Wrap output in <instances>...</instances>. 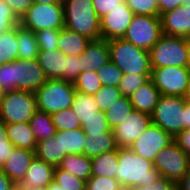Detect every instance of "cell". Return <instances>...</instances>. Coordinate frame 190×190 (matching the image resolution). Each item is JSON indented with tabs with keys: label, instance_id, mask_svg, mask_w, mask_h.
Wrapping results in <instances>:
<instances>
[{
	"label": "cell",
	"instance_id": "obj_1",
	"mask_svg": "<svg viewBox=\"0 0 190 190\" xmlns=\"http://www.w3.org/2000/svg\"><path fill=\"white\" fill-rule=\"evenodd\" d=\"M118 162L115 179L124 190L149 186L161 178L152 161L135 154L130 148H118Z\"/></svg>",
	"mask_w": 190,
	"mask_h": 190
},
{
	"label": "cell",
	"instance_id": "obj_2",
	"mask_svg": "<svg viewBox=\"0 0 190 190\" xmlns=\"http://www.w3.org/2000/svg\"><path fill=\"white\" fill-rule=\"evenodd\" d=\"M64 27L90 40L101 38L100 18L92 0H63Z\"/></svg>",
	"mask_w": 190,
	"mask_h": 190
},
{
	"label": "cell",
	"instance_id": "obj_3",
	"mask_svg": "<svg viewBox=\"0 0 190 190\" xmlns=\"http://www.w3.org/2000/svg\"><path fill=\"white\" fill-rule=\"evenodd\" d=\"M107 42L110 60L124 74L151 75L152 67L149 51L136 47L122 38Z\"/></svg>",
	"mask_w": 190,
	"mask_h": 190
},
{
	"label": "cell",
	"instance_id": "obj_4",
	"mask_svg": "<svg viewBox=\"0 0 190 190\" xmlns=\"http://www.w3.org/2000/svg\"><path fill=\"white\" fill-rule=\"evenodd\" d=\"M76 89L73 83L62 79H47L35 91L37 108L50 115L72 107Z\"/></svg>",
	"mask_w": 190,
	"mask_h": 190
},
{
	"label": "cell",
	"instance_id": "obj_5",
	"mask_svg": "<svg viewBox=\"0 0 190 190\" xmlns=\"http://www.w3.org/2000/svg\"><path fill=\"white\" fill-rule=\"evenodd\" d=\"M37 111L35 92L16 90L1 96L0 120L5 124L29 122Z\"/></svg>",
	"mask_w": 190,
	"mask_h": 190
},
{
	"label": "cell",
	"instance_id": "obj_6",
	"mask_svg": "<svg viewBox=\"0 0 190 190\" xmlns=\"http://www.w3.org/2000/svg\"><path fill=\"white\" fill-rule=\"evenodd\" d=\"M189 38L162 35L149 50L151 67H186Z\"/></svg>",
	"mask_w": 190,
	"mask_h": 190
},
{
	"label": "cell",
	"instance_id": "obj_7",
	"mask_svg": "<svg viewBox=\"0 0 190 190\" xmlns=\"http://www.w3.org/2000/svg\"><path fill=\"white\" fill-rule=\"evenodd\" d=\"M185 103L181 96L161 95L151 114V122L174 138L185 129Z\"/></svg>",
	"mask_w": 190,
	"mask_h": 190
},
{
	"label": "cell",
	"instance_id": "obj_8",
	"mask_svg": "<svg viewBox=\"0 0 190 190\" xmlns=\"http://www.w3.org/2000/svg\"><path fill=\"white\" fill-rule=\"evenodd\" d=\"M19 24L34 33L44 29H62L65 24L63 4L60 1L49 5L33 3Z\"/></svg>",
	"mask_w": 190,
	"mask_h": 190
},
{
	"label": "cell",
	"instance_id": "obj_9",
	"mask_svg": "<svg viewBox=\"0 0 190 190\" xmlns=\"http://www.w3.org/2000/svg\"><path fill=\"white\" fill-rule=\"evenodd\" d=\"M162 35L161 17L134 15L122 39L149 51Z\"/></svg>",
	"mask_w": 190,
	"mask_h": 190
},
{
	"label": "cell",
	"instance_id": "obj_10",
	"mask_svg": "<svg viewBox=\"0 0 190 190\" xmlns=\"http://www.w3.org/2000/svg\"><path fill=\"white\" fill-rule=\"evenodd\" d=\"M153 165L161 177L178 183L189 168L190 156L173 141L158 152Z\"/></svg>",
	"mask_w": 190,
	"mask_h": 190
},
{
	"label": "cell",
	"instance_id": "obj_11",
	"mask_svg": "<svg viewBox=\"0 0 190 190\" xmlns=\"http://www.w3.org/2000/svg\"><path fill=\"white\" fill-rule=\"evenodd\" d=\"M190 72L186 67L152 68L150 79L161 95L183 97Z\"/></svg>",
	"mask_w": 190,
	"mask_h": 190
},
{
	"label": "cell",
	"instance_id": "obj_12",
	"mask_svg": "<svg viewBox=\"0 0 190 190\" xmlns=\"http://www.w3.org/2000/svg\"><path fill=\"white\" fill-rule=\"evenodd\" d=\"M173 141V137L170 134L151 123L135 140L130 149L135 154L153 162L158 152Z\"/></svg>",
	"mask_w": 190,
	"mask_h": 190
},
{
	"label": "cell",
	"instance_id": "obj_13",
	"mask_svg": "<svg viewBox=\"0 0 190 190\" xmlns=\"http://www.w3.org/2000/svg\"><path fill=\"white\" fill-rule=\"evenodd\" d=\"M151 123V115L133 109L128 117L113 129L117 146L130 148Z\"/></svg>",
	"mask_w": 190,
	"mask_h": 190
},
{
	"label": "cell",
	"instance_id": "obj_14",
	"mask_svg": "<svg viewBox=\"0 0 190 190\" xmlns=\"http://www.w3.org/2000/svg\"><path fill=\"white\" fill-rule=\"evenodd\" d=\"M46 81L47 77L37 58L15 60V87L17 90L35 92Z\"/></svg>",
	"mask_w": 190,
	"mask_h": 190
},
{
	"label": "cell",
	"instance_id": "obj_15",
	"mask_svg": "<svg viewBox=\"0 0 190 190\" xmlns=\"http://www.w3.org/2000/svg\"><path fill=\"white\" fill-rule=\"evenodd\" d=\"M133 16V11L124 2L100 18L101 38L106 41L123 38Z\"/></svg>",
	"mask_w": 190,
	"mask_h": 190
},
{
	"label": "cell",
	"instance_id": "obj_16",
	"mask_svg": "<svg viewBox=\"0 0 190 190\" xmlns=\"http://www.w3.org/2000/svg\"><path fill=\"white\" fill-rule=\"evenodd\" d=\"M160 17L164 35L190 39V5H181Z\"/></svg>",
	"mask_w": 190,
	"mask_h": 190
},
{
	"label": "cell",
	"instance_id": "obj_17",
	"mask_svg": "<svg viewBox=\"0 0 190 190\" xmlns=\"http://www.w3.org/2000/svg\"><path fill=\"white\" fill-rule=\"evenodd\" d=\"M34 157L35 151L15 147L0 170L13 182L21 183Z\"/></svg>",
	"mask_w": 190,
	"mask_h": 190
},
{
	"label": "cell",
	"instance_id": "obj_18",
	"mask_svg": "<svg viewBox=\"0 0 190 190\" xmlns=\"http://www.w3.org/2000/svg\"><path fill=\"white\" fill-rule=\"evenodd\" d=\"M81 60V72L89 70L97 71L110 61L108 42L103 39L91 40L83 54L79 56Z\"/></svg>",
	"mask_w": 190,
	"mask_h": 190
},
{
	"label": "cell",
	"instance_id": "obj_19",
	"mask_svg": "<svg viewBox=\"0 0 190 190\" xmlns=\"http://www.w3.org/2000/svg\"><path fill=\"white\" fill-rule=\"evenodd\" d=\"M54 170V166L45 163L35 156L21 183L26 189L48 186L53 181Z\"/></svg>",
	"mask_w": 190,
	"mask_h": 190
},
{
	"label": "cell",
	"instance_id": "obj_20",
	"mask_svg": "<svg viewBox=\"0 0 190 190\" xmlns=\"http://www.w3.org/2000/svg\"><path fill=\"white\" fill-rule=\"evenodd\" d=\"M114 132L110 129L104 134H86L84 138L83 154L95 157L104 153L118 150Z\"/></svg>",
	"mask_w": 190,
	"mask_h": 190
},
{
	"label": "cell",
	"instance_id": "obj_21",
	"mask_svg": "<svg viewBox=\"0 0 190 190\" xmlns=\"http://www.w3.org/2000/svg\"><path fill=\"white\" fill-rule=\"evenodd\" d=\"M161 94L149 79L130 96L131 105L137 111L152 114Z\"/></svg>",
	"mask_w": 190,
	"mask_h": 190
},
{
	"label": "cell",
	"instance_id": "obj_22",
	"mask_svg": "<svg viewBox=\"0 0 190 190\" xmlns=\"http://www.w3.org/2000/svg\"><path fill=\"white\" fill-rule=\"evenodd\" d=\"M66 55L58 49L39 50L37 60L47 79H62Z\"/></svg>",
	"mask_w": 190,
	"mask_h": 190
},
{
	"label": "cell",
	"instance_id": "obj_23",
	"mask_svg": "<svg viewBox=\"0 0 190 190\" xmlns=\"http://www.w3.org/2000/svg\"><path fill=\"white\" fill-rule=\"evenodd\" d=\"M91 40L63 27L60 30L57 49L66 56H80Z\"/></svg>",
	"mask_w": 190,
	"mask_h": 190
},
{
	"label": "cell",
	"instance_id": "obj_24",
	"mask_svg": "<svg viewBox=\"0 0 190 190\" xmlns=\"http://www.w3.org/2000/svg\"><path fill=\"white\" fill-rule=\"evenodd\" d=\"M7 137L16 148L35 151L37 142L29 122L5 124Z\"/></svg>",
	"mask_w": 190,
	"mask_h": 190
},
{
	"label": "cell",
	"instance_id": "obj_25",
	"mask_svg": "<svg viewBox=\"0 0 190 190\" xmlns=\"http://www.w3.org/2000/svg\"><path fill=\"white\" fill-rule=\"evenodd\" d=\"M58 167L84 181L92 176L91 158L84 154H67Z\"/></svg>",
	"mask_w": 190,
	"mask_h": 190
},
{
	"label": "cell",
	"instance_id": "obj_26",
	"mask_svg": "<svg viewBox=\"0 0 190 190\" xmlns=\"http://www.w3.org/2000/svg\"><path fill=\"white\" fill-rule=\"evenodd\" d=\"M66 155L62 154L60 137L53 136L36 145L35 156L54 167H58Z\"/></svg>",
	"mask_w": 190,
	"mask_h": 190
},
{
	"label": "cell",
	"instance_id": "obj_27",
	"mask_svg": "<svg viewBox=\"0 0 190 190\" xmlns=\"http://www.w3.org/2000/svg\"><path fill=\"white\" fill-rule=\"evenodd\" d=\"M92 176L115 178L118 162V150H113L91 158Z\"/></svg>",
	"mask_w": 190,
	"mask_h": 190
},
{
	"label": "cell",
	"instance_id": "obj_28",
	"mask_svg": "<svg viewBox=\"0 0 190 190\" xmlns=\"http://www.w3.org/2000/svg\"><path fill=\"white\" fill-rule=\"evenodd\" d=\"M17 42L19 44L18 59H35L39 47L35 33L20 24L17 25Z\"/></svg>",
	"mask_w": 190,
	"mask_h": 190
},
{
	"label": "cell",
	"instance_id": "obj_29",
	"mask_svg": "<svg viewBox=\"0 0 190 190\" xmlns=\"http://www.w3.org/2000/svg\"><path fill=\"white\" fill-rule=\"evenodd\" d=\"M29 124L37 143L48 140L56 134V128L51 121V116L46 112L38 110L29 120Z\"/></svg>",
	"mask_w": 190,
	"mask_h": 190
},
{
	"label": "cell",
	"instance_id": "obj_30",
	"mask_svg": "<svg viewBox=\"0 0 190 190\" xmlns=\"http://www.w3.org/2000/svg\"><path fill=\"white\" fill-rule=\"evenodd\" d=\"M56 137H60L62 154H83L84 138L86 134L80 129L56 131Z\"/></svg>",
	"mask_w": 190,
	"mask_h": 190
},
{
	"label": "cell",
	"instance_id": "obj_31",
	"mask_svg": "<svg viewBox=\"0 0 190 190\" xmlns=\"http://www.w3.org/2000/svg\"><path fill=\"white\" fill-rule=\"evenodd\" d=\"M17 26L0 34V65L18 59Z\"/></svg>",
	"mask_w": 190,
	"mask_h": 190
},
{
	"label": "cell",
	"instance_id": "obj_32",
	"mask_svg": "<svg viewBox=\"0 0 190 190\" xmlns=\"http://www.w3.org/2000/svg\"><path fill=\"white\" fill-rule=\"evenodd\" d=\"M72 110L76 114L79 122L92 116H99V106L97 105L94 96L75 92L74 100L72 103Z\"/></svg>",
	"mask_w": 190,
	"mask_h": 190
},
{
	"label": "cell",
	"instance_id": "obj_33",
	"mask_svg": "<svg viewBox=\"0 0 190 190\" xmlns=\"http://www.w3.org/2000/svg\"><path fill=\"white\" fill-rule=\"evenodd\" d=\"M133 109L130 98L122 96L105 112L109 127L113 130L128 117Z\"/></svg>",
	"mask_w": 190,
	"mask_h": 190
},
{
	"label": "cell",
	"instance_id": "obj_34",
	"mask_svg": "<svg viewBox=\"0 0 190 190\" xmlns=\"http://www.w3.org/2000/svg\"><path fill=\"white\" fill-rule=\"evenodd\" d=\"M76 91L94 95L103 85L96 71L81 72L73 82Z\"/></svg>",
	"mask_w": 190,
	"mask_h": 190
},
{
	"label": "cell",
	"instance_id": "obj_35",
	"mask_svg": "<svg viewBox=\"0 0 190 190\" xmlns=\"http://www.w3.org/2000/svg\"><path fill=\"white\" fill-rule=\"evenodd\" d=\"M51 116V121L54 124L56 131L61 130H75L81 128V123L73 112L72 108H67L56 112Z\"/></svg>",
	"mask_w": 190,
	"mask_h": 190
},
{
	"label": "cell",
	"instance_id": "obj_36",
	"mask_svg": "<svg viewBox=\"0 0 190 190\" xmlns=\"http://www.w3.org/2000/svg\"><path fill=\"white\" fill-rule=\"evenodd\" d=\"M101 112H106L123 95L117 86H102L94 95Z\"/></svg>",
	"mask_w": 190,
	"mask_h": 190
},
{
	"label": "cell",
	"instance_id": "obj_37",
	"mask_svg": "<svg viewBox=\"0 0 190 190\" xmlns=\"http://www.w3.org/2000/svg\"><path fill=\"white\" fill-rule=\"evenodd\" d=\"M103 86L119 85L124 73L111 60L108 61L102 68L96 71Z\"/></svg>",
	"mask_w": 190,
	"mask_h": 190
},
{
	"label": "cell",
	"instance_id": "obj_38",
	"mask_svg": "<svg viewBox=\"0 0 190 190\" xmlns=\"http://www.w3.org/2000/svg\"><path fill=\"white\" fill-rule=\"evenodd\" d=\"M53 181L68 190H86V181L59 167H55Z\"/></svg>",
	"mask_w": 190,
	"mask_h": 190
},
{
	"label": "cell",
	"instance_id": "obj_39",
	"mask_svg": "<svg viewBox=\"0 0 190 190\" xmlns=\"http://www.w3.org/2000/svg\"><path fill=\"white\" fill-rule=\"evenodd\" d=\"M81 128L85 134H104L111 129L108 125L105 112L101 111H99V116H92L82 120Z\"/></svg>",
	"mask_w": 190,
	"mask_h": 190
},
{
	"label": "cell",
	"instance_id": "obj_40",
	"mask_svg": "<svg viewBox=\"0 0 190 190\" xmlns=\"http://www.w3.org/2000/svg\"><path fill=\"white\" fill-rule=\"evenodd\" d=\"M125 3L134 15L159 17L158 0H125Z\"/></svg>",
	"mask_w": 190,
	"mask_h": 190
},
{
	"label": "cell",
	"instance_id": "obj_41",
	"mask_svg": "<svg viewBox=\"0 0 190 190\" xmlns=\"http://www.w3.org/2000/svg\"><path fill=\"white\" fill-rule=\"evenodd\" d=\"M150 76L151 75L124 74L118 88L123 96L130 98L134 91L150 79Z\"/></svg>",
	"mask_w": 190,
	"mask_h": 190
},
{
	"label": "cell",
	"instance_id": "obj_42",
	"mask_svg": "<svg viewBox=\"0 0 190 190\" xmlns=\"http://www.w3.org/2000/svg\"><path fill=\"white\" fill-rule=\"evenodd\" d=\"M15 87V61L0 65V91L1 93L16 91Z\"/></svg>",
	"mask_w": 190,
	"mask_h": 190
},
{
	"label": "cell",
	"instance_id": "obj_43",
	"mask_svg": "<svg viewBox=\"0 0 190 190\" xmlns=\"http://www.w3.org/2000/svg\"><path fill=\"white\" fill-rule=\"evenodd\" d=\"M61 29H44L35 32L39 50L57 49Z\"/></svg>",
	"mask_w": 190,
	"mask_h": 190
},
{
	"label": "cell",
	"instance_id": "obj_44",
	"mask_svg": "<svg viewBox=\"0 0 190 190\" xmlns=\"http://www.w3.org/2000/svg\"><path fill=\"white\" fill-rule=\"evenodd\" d=\"M86 190H124L118 180L111 177L91 176L86 181Z\"/></svg>",
	"mask_w": 190,
	"mask_h": 190
},
{
	"label": "cell",
	"instance_id": "obj_45",
	"mask_svg": "<svg viewBox=\"0 0 190 190\" xmlns=\"http://www.w3.org/2000/svg\"><path fill=\"white\" fill-rule=\"evenodd\" d=\"M19 19L16 17L12 9L0 0V34L17 26Z\"/></svg>",
	"mask_w": 190,
	"mask_h": 190
},
{
	"label": "cell",
	"instance_id": "obj_46",
	"mask_svg": "<svg viewBox=\"0 0 190 190\" xmlns=\"http://www.w3.org/2000/svg\"><path fill=\"white\" fill-rule=\"evenodd\" d=\"M80 73L81 60H79V56H66L62 80L73 83Z\"/></svg>",
	"mask_w": 190,
	"mask_h": 190
},
{
	"label": "cell",
	"instance_id": "obj_47",
	"mask_svg": "<svg viewBox=\"0 0 190 190\" xmlns=\"http://www.w3.org/2000/svg\"><path fill=\"white\" fill-rule=\"evenodd\" d=\"M15 146L7 137L6 125L0 120V168L11 156Z\"/></svg>",
	"mask_w": 190,
	"mask_h": 190
},
{
	"label": "cell",
	"instance_id": "obj_48",
	"mask_svg": "<svg viewBox=\"0 0 190 190\" xmlns=\"http://www.w3.org/2000/svg\"><path fill=\"white\" fill-rule=\"evenodd\" d=\"M93 7L99 18H102L115 8L120 7L125 0H92Z\"/></svg>",
	"mask_w": 190,
	"mask_h": 190
},
{
	"label": "cell",
	"instance_id": "obj_49",
	"mask_svg": "<svg viewBox=\"0 0 190 190\" xmlns=\"http://www.w3.org/2000/svg\"><path fill=\"white\" fill-rule=\"evenodd\" d=\"M127 190H178V183L161 177L149 186L134 187Z\"/></svg>",
	"mask_w": 190,
	"mask_h": 190
},
{
	"label": "cell",
	"instance_id": "obj_50",
	"mask_svg": "<svg viewBox=\"0 0 190 190\" xmlns=\"http://www.w3.org/2000/svg\"><path fill=\"white\" fill-rule=\"evenodd\" d=\"M20 20L21 17L33 5V0H3Z\"/></svg>",
	"mask_w": 190,
	"mask_h": 190
},
{
	"label": "cell",
	"instance_id": "obj_51",
	"mask_svg": "<svg viewBox=\"0 0 190 190\" xmlns=\"http://www.w3.org/2000/svg\"><path fill=\"white\" fill-rule=\"evenodd\" d=\"M173 140L182 151L190 156V128L182 130L173 138Z\"/></svg>",
	"mask_w": 190,
	"mask_h": 190
},
{
	"label": "cell",
	"instance_id": "obj_52",
	"mask_svg": "<svg viewBox=\"0 0 190 190\" xmlns=\"http://www.w3.org/2000/svg\"><path fill=\"white\" fill-rule=\"evenodd\" d=\"M185 0H158L159 5V17L170 10H173L184 3Z\"/></svg>",
	"mask_w": 190,
	"mask_h": 190
},
{
	"label": "cell",
	"instance_id": "obj_53",
	"mask_svg": "<svg viewBox=\"0 0 190 190\" xmlns=\"http://www.w3.org/2000/svg\"><path fill=\"white\" fill-rule=\"evenodd\" d=\"M178 190H190V165L185 175L178 182Z\"/></svg>",
	"mask_w": 190,
	"mask_h": 190
},
{
	"label": "cell",
	"instance_id": "obj_54",
	"mask_svg": "<svg viewBox=\"0 0 190 190\" xmlns=\"http://www.w3.org/2000/svg\"><path fill=\"white\" fill-rule=\"evenodd\" d=\"M13 181L0 170V190H9Z\"/></svg>",
	"mask_w": 190,
	"mask_h": 190
},
{
	"label": "cell",
	"instance_id": "obj_55",
	"mask_svg": "<svg viewBox=\"0 0 190 190\" xmlns=\"http://www.w3.org/2000/svg\"><path fill=\"white\" fill-rule=\"evenodd\" d=\"M184 112H185V129L190 128V103H185L184 106Z\"/></svg>",
	"mask_w": 190,
	"mask_h": 190
},
{
	"label": "cell",
	"instance_id": "obj_56",
	"mask_svg": "<svg viewBox=\"0 0 190 190\" xmlns=\"http://www.w3.org/2000/svg\"><path fill=\"white\" fill-rule=\"evenodd\" d=\"M48 190H68L62 186H60L58 183H56L55 181H52L49 185H48Z\"/></svg>",
	"mask_w": 190,
	"mask_h": 190
},
{
	"label": "cell",
	"instance_id": "obj_57",
	"mask_svg": "<svg viewBox=\"0 0 190 190\" xmlns=\"http://www.w3.org/2000/svg\"><path fill=\"white\" fill-rule=\"evenodd\" d=\"M183 98L185 99V101L187 103H190V76H189L186 92H185Z\"/></svg>",
	"mask_w": 190,
	"mask_h": 190
},
{
	"label": "cell",
	"instance_id": "obj_58",
	"mask_svg": "<svg viewBox=\"0 0 190 190\" xmlns=\"http://www.w3.org/2000/svg\"><path fill=\"white\" fill-rule=\"evenodd\" d=\"M9 190H27L22 183L13 182Z\"/></svg>",
	"mask_w": 190,
	"mask_h": 190
},
{
	"label": "cell",
	"instance_id": "obj_59",
	"mask_svg": "<svg viewBox=\"0 0 190 190\" xmlns=\"http://www.w3.org/2000/svg\"><path fill=\"white\" fill-rule=\"evenodd\" d=\"M58 0H33V3H38V4H54Z\"/></svg>",
	"mask_w": 190,
	"mask_h": 190
},
{
	"label": "cell",
	"instance_id": "obj_60",
	"mask_svg": "<svg viewBox=\"0 0 190 190\" xmlns=\"http://www.w3.org/2000/svg\"><path fill=\"white\" fill-rule=\"evenodd\" d=\"M186 68L190 72V39H189V46H188V57H187V65Z\"/></svg>",
	"mask_w": 190,
	"mask_h": 190
},
{
	"label": "cell",
	"instance_id": "obj_61",
	"mask_svg": "<svg viewBox=\"0 0 190 190\" xmlns=\"http://www.w3.org/2000/svg\"><path fill=\"white\" fill-rule=\"evenodd\" d=\"M27 190H48V186L27 188Z\"/></svg>",
	"mask_w": 190,
	"mask_h": 190
},
{
	"label": "cell",
	"instance_id": "obj_62",
	"mask_svg": "<svg viewBox=\"0 0 190 190\" xmlns=\"http://www.w3.org/2000/svg\"><path fill=\"white\" fill-rule=\"evenodd\" d=\"M182 5L189 6L190 5V0H185V2L182 3Z\"/></svg>",
	"mask_w": 190,
	"mask_h": 190
}]
</instances>
